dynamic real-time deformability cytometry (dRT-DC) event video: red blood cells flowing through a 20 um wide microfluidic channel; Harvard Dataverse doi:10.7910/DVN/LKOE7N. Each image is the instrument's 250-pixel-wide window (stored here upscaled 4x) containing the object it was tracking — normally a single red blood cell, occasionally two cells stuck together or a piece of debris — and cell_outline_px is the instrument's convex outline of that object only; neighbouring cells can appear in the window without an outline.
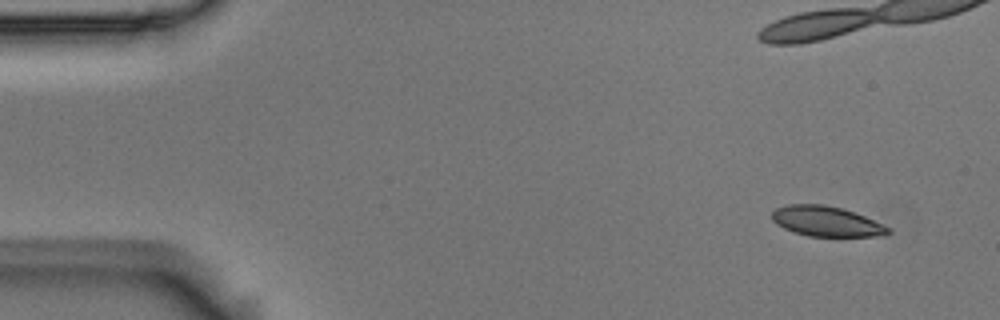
{"species": "Egyptian fruit bat (a non-hibernating species)", "species_latin": "Rousettus aegyptiacus", "temperature_condition": "room temperature", "stored_images_in_passage": 5, "camera_frame_rate_fps": 3000, "um_per_image_px": 0.085, "animal": {"sex": "male"}, "frame": {"image": 1, "passage_image": 1, "time_ms": 0.0, "image_size_px": [1000, 320], "cell_outline_px": [[892, 232], [884, 236], [808, 236], [784, 228], [776, 224], [772, 220], [772, 212], [776, 208], [788, 204], [824, 204], [840, 208], [864, 216], [892, 228]], "centroid_in_image_um": [70.26, 18.82], "position_along_channel_um": 14.7, "area_um2": 20.35}}